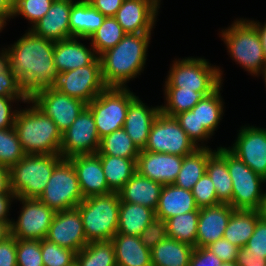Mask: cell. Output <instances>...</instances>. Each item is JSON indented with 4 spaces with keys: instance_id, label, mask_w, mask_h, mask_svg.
Masks as SVG:
<instances>
[{
    "instance_id": "obj_21",
    "label": "cell",
    "mask_w": 266,
    "mask_h": 266,
    "mask_svg": "<svg viewBox=\"0 0 266 266\" xmlns=\"http://www.w3.org/2000/svg\"><path fill=\"white\" fill-rule=\"evenodd\" d=\"M158 231L159 225L153 209L136 203L121 201L117 233L151 237Z\"/></svg>"
},
{
    "instance_id": "obj_12",
    "label": "cell",
    "mask_w": 266,
    "mask_h": 266,
    "mask_svg": "<svg viewBox=\"0 0 266 266\" xmlns=\"http://www.w3.org/2000/svg\"><path fill=\"white\" fill-rule=\"evenodd\" d=\"M55 88L61 93L90 103L107 88L102 78L100 58L97 57L87 66L58 74Z\"/></svg>"
},
{
    "instance_id": "obj_33",
    "label": "cell",
    "mask_w": 266,
    "mask_h": 266,
    "mask_svg": "<svg viewBox=\"0 0 266 266\" xmlns=\"http://www.w3.org/2000/svg\"><path fill=\"white\" fill-rule=\"evenodd\" d=\"M221 84L210 95L204 96L192 109L196 112L198 130H208L213 136L217 131L224 114V101L221 96Z\"/></svg>"
},
{
    "instance_id": "obj_18",
    "label": "cell",
    "mask_w": 266,
    "mask_h": 266,
    "mask_svg": "<svg viewBox=\"0 0 266 266\" xmlns=\"http://www.w3.org/2000/svg\"><path fill=\"white\" fill-rule=\"evenodd\" d=\"M160 7L157 0H124L114 17L126 34L153 33Z\"/></svg>"
},
{
    "instance_id": "obj_6",
    "label": "cell",
    "mask_w": 266,
    "mask_h": 266,
    "mask_svg": "<svg viewBox=\"0 0 266 266\" xmlns=\"http://www.w3.org/2000/svg\"><path fill=\"white\" fill-rule=\"evenodd\" d=\"M120 198L117 192L85 198L77 208L85 237L91 241H109L117 233Z\"/></svg>"
},
{
    "instance_id": "obj_17",
    "label": "cell",
    "mask_w": 266,
    "mask_h": 266,
    "mask_svg": "<svg viewBox=\"0 0 266 266\" xmlns=\"http://www.w3.org/2000/svg\"><path fill=\"white\" fill-rule=\"evenodd\" d=\"M45 239L75 253L82 250L89 242L85 237L79 209L76 207L56 212Z\"/></svg>"
},
{
    "instance_id": "obj_56",
    "label": "cell",
    "mask_w": 266,
    "mask_h": 266,
    "mask_svg": "<svg viewBox=\"0 0 266 266\" xmlns=\"http://www.w3.org/2000/svg\"><path fill=\"white\" fill-rule=\"evenodd\" d=\"M14 1L15 0H0V20H2L6 25L12 18Z\"/></svg>"
},
{
    "instance_id": "obj_2",
    "label": "cell",
    "mask_w": 266,
    "mask_h": 266,
    "mask_svg": "<svg viewBox=\"0 0 266 266\" xmlns=\"http://www.w3.org/2000/svg\"><path fill=\"white\" fill-rule=\"evenodd\" d=\"M152 33L125 34L113 48L102 53V78L107 87L127 88L129 81L139 78L147 61Z\"/></svg>"
},
{
    "instance_id": "obj_38",
    "label": "cell",
    "mask_w": 266,
    "mask_h": 266,
    "mask_svg": "<svg viewBox=\"0 0 266 266\" xmlns=\"http://www.w3.org/2000/svg\"><path fill=\"white\" fill-rule=\"evenodd\" d=\"M140 150L126 131L121 128L101 138L97 155H110L125 159H137Z\"/></svg>"
},
{
    "instance_id": "obj_46",
    "label": "cell",
    "mask_w": 266,
    "mask_h": 266,
    "mask_svg": "<svg viewBox=\"0 0 266 266\" xmlns=\"http://www.w3.org/2000/svg\"><path fill=\"white\" fill-rule=\"evenodd\" d=\"M0 97L29 98L4 58L0 61Z\"/></svg>"
},
{
    "instance_id": "obj_53",
    "label": "cell",
    "mask_w": 266,
    "mask_h": 266,
    "mask_svg": "<svg viewBox=\"0 0 266 266\" xmlns=\"http://www.w3.org/2000/svg\"><path fill=\"white\" fill-rule=\"evenodd\" d=\"M106 17H114L124 0H87Z\"/></svg>"
},
{
    "instance_id": "obj_64",
    "label": "cell",
    "mask_w": 266,
    "mask_h": 266,
    "mask_svg": "<svg viewBox=\"0 0 266 266\" xmlns=\"http://www.w3.org/2000/svg\"><path fill=\"white\" fill-rule=\"evenodd\" d=\"M264 214L266 215V204H265V208H264Z\"/></svg>"
},
{
    "instance_id": "obj_8",
    "label": "cell",
    "mask_w": 266,
    "mask_h": 266,
    "mask_svg": "<svg viewBox=\"0 0 266 266\" xmlns=\"http://www.w3.org/2000/svg\"><path fill=\"white\" fill-rule=\"evenodd\" d=\"M227 166L232 180L231 206L234 209L264 211L266 180L251 170L241 159L227 148Z\"/></svg>"
},
{
    "instance_id": "obj_23",
    "label": "cell",
    "mask_w": 266,
    "mask_h": 266,
    "mask_svg": "<svg viewBox=\"0 0 266 266\" xmlns=\"http://www.w3.org/2000/svg\"><path fill=\"white\" fill-rule=\"evenodd\" d=\"M76 0H54L47 14L29 30L37 36L57 42L70 38V11Z\"/></svg>"
},
{
    "instance_id": "obj_39",
    "label": "cell",
    "mask_w": 266,
    "mask_h": 266,
    "mask_svg": "<svg viewBox=\"0 0 266 266\" xmlns=\"http://www.w3.org/2000/svg\"><path fill=\"white\" fill-rule=\"evenodd\" d=\"M164 105H160L163 113L175 116L181 112L191 110L204 96L211 93H199L182 88H163Z\"/></svg>"
},
{
    "instance_id": "obj_20",
    "label": "cell",
    "mask_w": 266,
    "mask_h": 266,
    "mask_svg": "<svg viewBox=\"0 0 266 266\" xmlns=\"http://www.w3.org/2000/svg\"><path fill=\"white\" fill-rule=\"evenodd\" d=\"M68 159L74 166L84 199L112 193L97 154L76 155Z\"/></svg>"
},
{
    "instance_id": "obj_59",
    "label": "cell",
    "mask_w": 266,
    "mask_h": 266,
    "mask_svg": "<svg viewBox=\"0 0 266 266\" xmlns=\"http://www.w3.org/2000/svg\"><path fill=\"white\" fill-rule=\"evenodd\" d=\"M11 223L12 221L0 220V242L5 241L11 236Z\"/></svg>"
},
{
    "instance_id": "obj_26",
    "label": "cell",
    "mask_w": 266,
    "mask_h": 266,
    "mask_svg": "<svg viewBox=\"0 0 266 266\" xmlns=\"http://www.w3.org/2000/svg\"><path fill=\"white\" fill-rule=\"evenodd\" d=\"M152 266H188L194 247L158 231L150 237Z\"/></svg>"
},
{
    "instance_id": "obj_34",
    "label": "cell",
    "mask_w": 266,
    "mask_h": 266,
    "mask_svg": "<svg viewBox=\"0 0 266 266\" xmlns=\"http://www.w3.org/2000/svg\"><path fill=\"white\" fill-rule=\"evenodd\" d=\"M215 151L209 148H197L192 154L184 156L182 167L173 183L175 186L192 191L194 185L206 172L209 156Z\"/></svg>"
},
{
    "instance_id": "obj_30",
    "label": "cell",
    "mask_w": 266,
    "mask_h": 266,
    "mask_svg": "<svg viewBox=\"0 0 266 266\" xmlns=\"http://www.w3.org/2000/svg\"><path fill=\"white\" fill-rule=\"evenodd\" d=\"M106 16L87 0H76L70 11V38L89 39L102 25Z\"/></svg>"
},
{
    "instance_id": "obj_27",
    "label": "cell",
    "mask_w": 266,
    "mask_h": 266,
    "mask_svg": "<svg viewBox=\"0 0 266 266\" xmlns=\"http://www.w3.org/2000/svg\"><path fill=\"white\" fill-rule=\"evenodd\" d=\"M111 241L117 266H152L150 237L116 233Z\"/></svg>"
},
{
    "instance_id": "obj_29",
    "label": "cell",
    "mask_w": 266,
    "mask_h": 266,
    "mask_svg": "<svg viewBox=\"0 0 266 266\" xmlns=\"http://www.w3.org/2000/svg\"><path fill=\"white\" fill-rule=\"evenodd\" d=\"M163 185L141 176L137 171L118 192L120 201L157 208Z\"/></svg>"
},
{
    "instance_id": "obj_32",
    "label": "cell",
    "mask_w": 266,
    "mask_h": 266,
    "mask_svg": "<svg viewBox=\"0 0 266 266\" xmlns=\"http://www.w3.org/2000/svg\"><path fill=\"white\" fill-rule=\"evenodd\" d=\"M263 215L264 211L235 209L225 229L224 238L239 248L244 247Z\"/></svg>"
},
{
    "instance_id": "obj_54",
    "label": "cell",
    "mask_w": 266,
    "mask_h": 266,
    "mask_svg": "<svg viewBox=\"0 0 266 266\" xmlns=\"http://www.w3.org/2000/svg\"><path fill=\"white\" fill-rule=\"evenodd\" d=\"M235 262L238 266H265L266 258L265 256L247 254V247L244 246L239 248Z\"/></svg>"
},
{
    "instance_id": "obj_28",
    "label": "cell",
    "mask_w": 266,
    "mask_h": 266,
    "mask_svg": "<svg viewBox=\"0 0 266 266\" xmlns=\"http://www.w3.org/2000/svg\"><path fill=\"white\" fill-rule=\"evenodd\" d=\"M200 210L192 191L177 187L174 184L163 185L155 217L159 227L174 216Z\"/></svg>"
},
{
    "instance_id": "obj_13",
    "label": "cell",
    "mask_w": 266,
    "mask_h": 266,
    "mask_svg": "<svg viewBox=\"0 0 266 266\" xmlns=\"http://www.w3.org/2000/svg\"><path fill=\"white\" fill-rule=\"evenodd\" d=\"M20 214L11 223V235L21 240H42L46 238L55 211L38 198H21Z\"/></svg>"
},
{
    "instance_id": "obj_3",
    "label": "cell",
    "mask_w": 266,
    "mask_h": 266,
    "mask_svg": "<svg viewBox=\"0 0 266 266\" xmlns=\"http://www.w3.org/2000/svg\"><path fill=\"white\" fill-rule=\"evenodd\" d=\"M26 104L25 109H19L14 122V129L25 153L59 155L62 133L57 125L30 100Z\"/></svg>"
},
{
    "instance_id": "obj_14",
    "label": "cell",
    "mask_w": 266,
    "mask_h": 266,
    "mask_svg": "<svg viewBox=\"0 0 266 266\" xmlns=\"http://www.w3.org/2000/svg\"><path fill=\"white\" fill-rule=\"evenodd\" d=\"M29 100L57 125L64 133L87 106L81 99L61 93L55 87L35 92Z\"/></svg>"
},
{
    "instance_id": "obj_60",
    "label": "cell",
    "mask_w": 266,
    "mask_h": 266,
    "mask_svg": "<svg viewBox=\"0 0 266 266\" xmlns=\"http://www.w3.org/2000/svg\"><path fill=\"white\" fill-rule=\"evenodd\" d=\"M221 266H238L235 261L222 262Z\"/></svg>"
},
{
    "instance_id": "obj_5",
    "label": "cell",
    "mask_w": 266,
    "mask_h": 266,
    "mask_svg": "<svg viewBox=\"0 0 266 266\" xmlns=\"http://www.w3.org/2000/svg\"><path fill=\"white\" fill-rule=\"evenodd\" d=\"M164 88H182L199 93H212L225 79L224 71L204 57L176 58L170 64Z\"/></svg>"
},
{
    "instance_id": "obj_41",
    "label": "cell",
    "mask_w": 266,
    "mask_h": 266,
    "mask_svg": "<svg viewBox=\"0 0 266 266\" xmlns=\"http://www.w3.org/2000/svg\"><path fill=\"white\" fill-rule=\"evenodd\" d=\"M25 155L14 127L0 129V164L11 168Z\"/></svg>"
},
{
    "instance_id": "obj_16",
    "label": "cell",
    "mask_w": 266,
    "mask_h": 266,
    "mask_svg": "<svg viewBox=\"0 0 266 266\" xmlns=\"http://www.w3.org/2000/svg\"><path fill=\"white\" fill-rule=\"evenodd\" d=\"M231 147H227L251 170L266 180V128L241 126Z\"/></svg>"
},
{
    "instance_id": "obj_4",
    "label": "cell",
    "mask_w": 266,
    "mask_h": 266,
    "mask_svg": "<svg viewBox=\"0 0 266 266\" xmlns=\"http://www.w3.org/2000/svg\"><path fill=\"white\" fill-rule=\"evenodd\" d=\"M220 36L228 55L247 73L258 77L266 66V58L255 26L247 18H237Z\"/></svg>"
},
{
    "instance_id": "obj_9",
    "label": "cell",
    "mask_w": 266,
    "mask_h": 266,
    "mask_svg": "<svg viewBox=\"0 0 266 266\" xmlns=\"http://www.w3.org/2000/svg\"><path fill=\"white\" fill-rule=\"evenodd\" d=\"M136 93L127 88L107 87L87 107L91 110L101 138L123 128L130 102Z\"/></svg>"
},
{
    "instance_id": "obj_47",
    "label": "cell",
    "mask_w": 266,
    "mask_h": 266,
    "mask_svg": "<svg viewBox=\"0 0 266 266\" xmlns=\"http://www.w3.org/2000/svg\"><path fill=\"white\" fill-rule=\"evenodd\" d=\"M192 194L199 208L215 206L221 203L217 199L214 184L206 172L194 185Z\"/></svg>"
},
{
    "instance_id": "obj_19",
    "label": "cell",
    "mask_w": 266,
    "mask_h": 266,
    "mask_svg": "<svg viewBox=\"0 0 266 266\" xmlns=\"http://www.w3.org/2000/svg\"><path fill=\"white\" fill-rule=\"evenodd\" d=\"M183 157L168 153L140 150L136 162L137 172L162 185L173 184L182 167Z\"/></svg>"
},
{
    "instance_id": "obj_1",
    "label": "cell",
    "mask_w": 266,
    "mask_h": 266,
    "mask_svg": "<svg viewBox=\"0 0 266 266\" xmlns=\"http://www.w3.org/2000/svg\"><path fill=\"white\" fill-rule=\"evenodd\" d=\"M54 43L28 29L3 48V58L29 97L41 89L55 87L58 72L54 65Z\"/></svg>"
},
{
    "instance_id": "obj_58",
    "label": "cell",
    "mask_w": 266,
    "mask_h": 266,
    "mask_svg": "<svg viewBox=\"0 0 266 266\" xmlns=\"http://www.w3.org/2000/svg\"><path fill=\"white\" fill-rule=\"evenodd\" d=\"M249 21L255 26V28L257 29L259 33V38H260L261 45L263 48V53L266 58V21L264 22V24H262L261 22L257 20L254 21V19H251Z\"/></svg>"
},
{
    "instance_id": "obj_55",
    "label": "cell",
    "mask_w": 266,
    "mask_h": 266,
    "mask_svg": "<svg viewBox=\"0 0 266 266\" xmlns=\"http://www.w3.org/2000/svg\"><path fill=\"white\" fill-rule=\"evenodd\" d=\"M16 196L14 193H0V220L1 221H12L10 219L11 203L14 202Z\"/></svg>"
},
{
    "instance_id": "obj_43",
    "label": "cell",
    "mask_w": 266,
    "mask_h": 266,
    "mask_svg": "<svg viewBox=\"0 0 266 266\" xmlns=\"http://www.w3.org/2000/svg\"><path fill=\"white\" fill-rule=\"evenodd\" d=\"M41 253L44 266H76L74 251L45 238L41 240Z\"/></svg>"
},
{
    "instance_id": "obj_22",
    "label": "cell",
    "mask_w": 266,
    "mask_h": 266,
    "mask_svg": "<svg viewBox=\"0 0 266 266\" xmlns=\"http://www.w3.org/2000/svg\"><path fill=\"white\" fill-rule=\"evenodd\" d=\"M160 111V105L149 107L139 96L130 102L123 129L139 150L145 148L152 124Z\"/></svg>"
},
{
    "instance_id": "obj_15",
    "label": "cell",
    "mask_w": 266,
    "mask_h": 266,
    "mask_svg": "<svg viewBox=\"0 0 266 266\" xmlns=\"http://www.w3.org/2000/svg\"><path fill=\"white\" fill-rule=\"evenodd\" d=\"M100 141L94 116L86 106L72 125L62 133L59 155L62 158H70L76 155L96 154Z\"/></svg>"
},
{
    "instance_id": "obj_57",
    "label": "cell",
    "mask_w": 266,
    "mask_h": 266,
    "mask_svg": "<svg viewBox=\"0 0 266 266\" xmlns=\"http://www.w3.org/2000/svg\"><path fill=\"white\" fill-rule=\"evenodd\" d=\"M0 193H13L10 187V168L0 164Z\"/></svg>"
},
{
    "instance_id": "obj_51",
    "label": "cell",
    "mask_w": 266,
    "mask_h": 266,
    "mask_svg": "<svg viewBox=\"0 0 266 266\" xmlns=\"http://www.w3.org/2000/svg\"><path fill=\"white\" fill-rule=\"evenodd\" d=\"M222 262L206 247H195L188 266H221Z\"/></svg>"
},
{
    "instance_id": "obj_62",
    "label": "cell",
    "mask_w": 266,
    "mask_h": 266,
    "mask_svg": "<svg viewBox=\"0 0 266 266\" xmlns=\"http://www.w3.org/2000/svg\"><path fill=\"white\" fill-rule=\"evenodd\" d=\"M5 26L6 24L2 20H0V33L5 29Z\"/></svg>"
},
{
    "instance_id": "obj_10",
    "label": "cell",
    "mask_w": 266,
    "mask_h": 266,
    "mask_svg": "<svg viewBox=\"0 0 266 266\" xmlns=\"http://www.w3.org/2000/svg\"><path fill=\"white\" fill-rule=\"evenodd\" d=\"M38 199L55 212L76 208L84 200L76 171L68 158L55 166Z\"/></svg>"
},
{
    "instance_id": "obj_35",
    "label": "cell",
    "mask_w": 266,
    "mask_h": 266,
    "mask_svg": "<svg viewBox=\"0 0 266 266\" xmlns=\"http://www.w3.org/2000/svg\"><path fill=\"white\" fill-rule=\"evenodd\" d=\"M199 210L167 219L159 231L165 236L196 247Z\"/></svg>"
},
{
    "instance_id": "obj_48",
    "label": "cell",
    "mask_w": 266,
    "mask_h": 266,
    "mask_svg": "<svg viewBox=\"0 0 266 266\" xmlns=\"http://www.w3.org/2000/svg\"><path fill=\"white\" fill-rule=\"evenodd\" d=\"M29 98L0 97V129H11L14 127L17 112L20 107L13 108L14 103H27ZM16 108V109H15Z\"/></svg>"
},
{
    "instance_id": "obj_50",
    "label": "cell",
    "mask_w": 266,
    "mask_h": 266,
    "mask_svg": "<svg viewBox=\"0 0 266 266\" xmlns=\"http://www.w3.org/2000/svg\"><path fill=\"white\" fill-rule=\"evenodd\" d=\"M206 248L212 253H214L223 262L236 261L237 254L239 251V247L232 244L224 237L215 242L210 243L208 246H206Z\"/></svg>"
},
{
    "instance_id": "obj_24",
    "label": "cell",
    "mask_w": 266,
    "mask_h": 266,
    "mask_svg": "<svg viewBox=\"0 0 266 266\" xmlns=\"http://www.w3.org/2000/svg\"><path fill=\"white\" fill-rule=\"evenodd\" d=\"M234 210L232 206L226 203L200 208L196 247H206L223 238Z\"/></svg>"
},
{
    "instance_id": "obj_42",
    "label": "cell",
    "mask_w": 266,
    "mask_h": 266,
    "mask_svg": "<svg viewBox=\"0 0 266 266\" xmlns=\"http://www.w3.org/2000/svg\"><path fill=\"white\" fill-rule=\"evenodd\" d=\"M53 2L54 0H15L12 19L19 15L24 17L30 23V29L47 14Z\"/></svg>"
},
{
    "instance_id": "obj_45",
    "label": "cell",
    "mask_w": 266,
    "mask_h": 266,
    "mask_svg": "<svg viewBox=\"0 0 266 266\" xmlns=\"http://www.w3.org/2000/svg\"><path fill=\"white\" fill-rule=\"evenodd\" d=\"M17 266H44L41 240L17 239Z\"/></svg>"
},
{
    "instance_id": "obj_61",
    "label": "cell",
    "mask_w": 266,
    "mask_h": 266,
    "mask_svg": "<svg viewBox=\"0 0 266 266\" xmlns=\"http://www.w3.org/2000/svg\"><path fill=\"white\" fill-rule=\"evenodd\" d=\"M259 76H262V79L265 82L264 86L266 88V66L264 67V70L262 71V73Z\"/></svg>"
},
{
    "instance_id": "obj_40",
    "label": "cell",
    "mask_w": 266,
    "mask_h": 266,
    "mask_svg": "<svg viewBox=\"0 0 266 266\" xmlns=\"http://www.w3.org/2000/svg\"><path fill=\"white\" fill-rule=\"evenodd\" d=\"M115 17H106L99 29L88 39L99 57L105 51L116 46L125 36Z\"/></svg>"
},
{
    "instance_id": "obj_44",
    "label": "cell",
    "mask_w": 266,
    "mask_h": 266,
    "mask_svg": "<svg viewBox=\"0 0 266 266\" xmlns=\"http://www.w3.org/2000/svg\"><path fill=\"white\" fill-rule=\"evenodd\" d=\"M175 118L197 148H209L206 145L213 135L208 130H198L196 112H192L191 110L184 111L175 115Z\"/></svg>"
},
{
    "instance_id": "obj_52",
    "label": "cell",
    "mask_w": 266,
    "mask_h": 266,
    "mask_svg": "<svg viewBox=\"0 0 266 266\" xmlns=\"http://www.w3.org/2000/svg\"><path fill=\"white\" fill-rule=\"evenodd\" d=\"M16 252L17 239L14 236L0 242V266H17Z\"/></svg>"
},
{
    "instance_id": "obj_11",
    "label": "cell",
    "mask_w": 266,
    "mask_h": 266,
    "mask_svg": "<svg viewBox=\"0 0 266 266\" xmlns=\"http://www.w3.org/2000/svg\"><path fill=\"white\" fill-rule=\"evenodd\" d=\"M196 149L197 146L180 127L175 116H169L160 111L152 124L143 150L184 157L192 154Z\"/></svg>"
},
{
    "instance_id": "obj_7",
    "label": "cell",
    "mask_w": 266,
    "mask_h": 266,
    "mask_svg": "<svg viewBox=\"0 0 266 266\" xmlns=\"http://www.w3.org/2000/svg\"><path fill=\"white\" fill-rule=\"evenodd\" d=\"M60 155L26 154L10 168V187L16 198H39Z\"/></svg>"
},
{
    "instance_id": "obj_49",
    "label": "cell",
    "mask_w": 266,
    "mask_h": 266,
    "mask_svg": "<svg viewBox=\"0 0 266 266\" xmlns=\"http://www.w3.org/2000/svg\"><path fill=\"white\" fill-rule=\"evenodd\" d=\"M247 254L265 256L266 258V215L264 214L255 226L252 236L249 238Z\"/></svg>"
},
{
    "instance_id": "obj_31",
    "label": "cell",
    "mask_w": 266,
    "mask_h": 266,
    "mask_svg": "<svg viewBox=\"0 0 266 266\" xmlns=\"http://www.w3.org/2000/svg\"><path fill=\"white\" fill-rule=\"evenodd\" d=\"M206 173L214 184L217 199L231 206L233 184L227 166V147H217L209 156Z\"/></svg>"
},
{
    "instance_id": "obj_36",
    "label": "cell",
    "mask_w": 266,
    "mask_h": 266,
    "mask_svg": "<svg viewBox=\"0 0 266 266\" xmlns=\"http://www.w3.org/2000/svg\"><path fill=\"white\" fill-rule=\"evenodd\" d=\"M102 169L112 192H119L136 173L137 159H125L117 156L98 155Z\"/></svg>"
},
{
    "instance_id": "obj_37",
    "label": "cell",
    "mask_w": 266,
    "mask_h": 266,
    "mask_svg": "<svg viewBox=\"0 0 266 266\" xmlns=\"http://www.w3.org/2000/svg\"><path fill=\"white\" fill-rule=\"evenodd\" d=\"M76 266H117L111 240L91 241L75 254Z\"/></svg>"
},
{
    "instance_id": "obj_63",
    "label": "cell",
    "mask_w": 266,
    "mask_h": 266,
    "mask_svg": "<svg viewBox=\"0 0 266 266\" xmlns=\"http://www.w3.org/2000/svg\"><path fill=\"white\" fill-rule=\"evenodd\" d=\"M3 48L4 47H2V49H0L1 51H0V61L3 59Z\"/></svg>"
},
{
    "instance_id": "obj_25",
    "label": "cell",
    "mask_w": 266,
    "mask_h": 266,
    "mask_svg": "<svg viewBox=\"0 0 266 266\" xmlns=\"http://www.w3.org/2000/svg\"><path fill=\"white\" fill-rule=\"evenodd\" d=\"M78 37H71L54 43V65L58 74L91 64L98 56L94 48L84 45Z\"/></svg>"
}]
</instances>
